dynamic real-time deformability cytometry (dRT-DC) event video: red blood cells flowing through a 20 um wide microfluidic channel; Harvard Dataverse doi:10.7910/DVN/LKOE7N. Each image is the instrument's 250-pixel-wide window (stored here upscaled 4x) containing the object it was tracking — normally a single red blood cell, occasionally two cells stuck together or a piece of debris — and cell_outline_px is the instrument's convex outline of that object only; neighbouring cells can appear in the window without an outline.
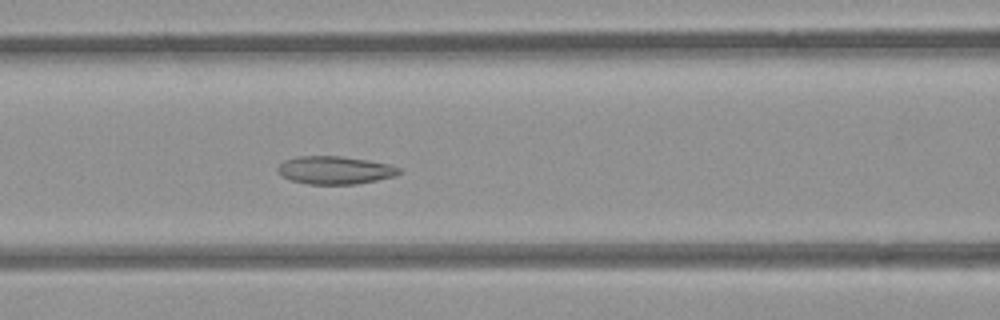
{"species": "common noctule bat (a hibernating species)", "species_latin": "Nyctalus noctula", "temperature_condition": "room temperature", "stored_images_in_passage": 52, "segment_of_instrument_passage": [1, 2], "camera_frame_rate_fps": 3000, "um_per_image_px": 0.085, "animal": {"sex": "female", "body_mass_g": 21.9}, "frame": {"image": 1, "passage_image": 20, "time_ms": 6.333, "image_size_px": [1000, 320], "cell_outline_px": [[400, 172], [396, 176], [356, 184], [308, 184], [292, 180], [280, 176], [276, 168], [284, 160], [296, 156], [340, 156], [368, 160], [388, 164], [400, 168]], "centroid_in_image_um": [28.44, 14.46], "position_along_channel_um": 138.2, "area_um2": 19.77}}
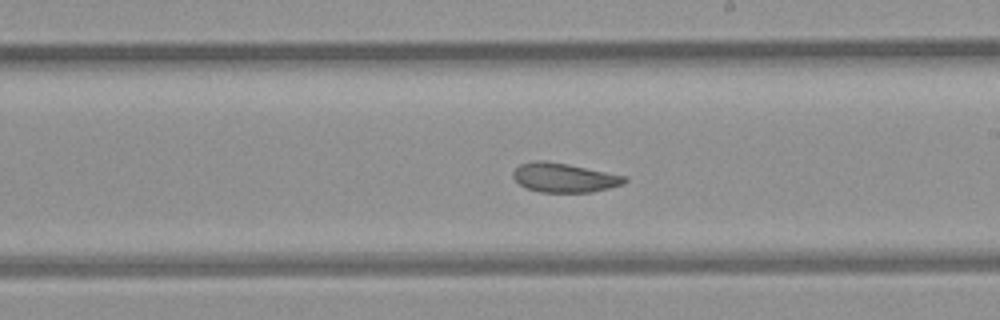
{"frame": {"image": 2, "passage_image": 28, "time_ms": 9.0, "image_size_px": [1000, 320], "cell_outline_px": [[628, 180], [624, 184], [592, 192], [540, 192], [524, 188], [512, 176], [512, 172], [520, 164], [536, 160], [544, 160], [568, 164], [628, 176]], "centroid_in_image_um": [47.97, 15.1], "position_along_channel_um": 241.0, "area_um2": 19.13}}
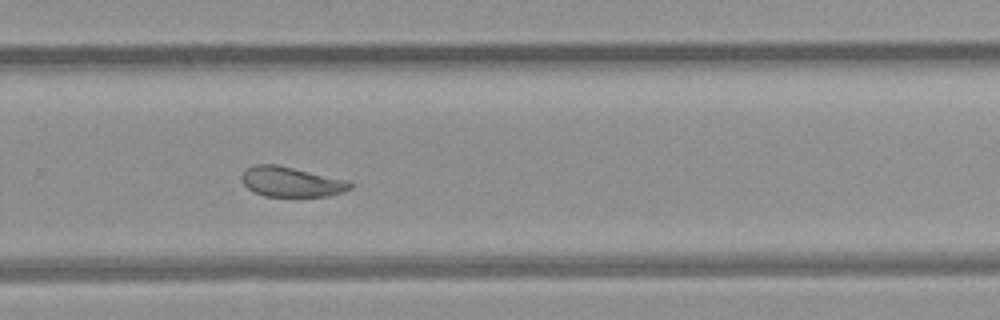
{"frame": {"image": 3, "passage_image": 33, "time_ms": 10.667, "image_size_px": [1000, 320], "cell_outline_px": [[352, 188], [328, 196], [264, 196], [252, 192], [240, 180], [240, 176], [244, 168], [256, 164], [276, 164], [348, 180], [352, 184]], "centroid_in_image_um": [24.69, 15.44], "position_along_channel_um": 305.1, "area_um2": 19.07}}